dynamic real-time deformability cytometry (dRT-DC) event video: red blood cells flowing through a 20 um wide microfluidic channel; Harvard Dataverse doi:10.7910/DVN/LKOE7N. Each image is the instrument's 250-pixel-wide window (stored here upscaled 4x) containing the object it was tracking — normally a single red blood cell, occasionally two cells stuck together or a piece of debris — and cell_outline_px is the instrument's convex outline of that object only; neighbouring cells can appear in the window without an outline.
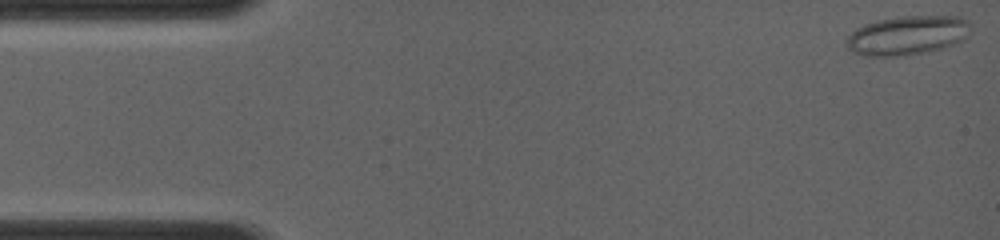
{"species": "common noctule bat (a hibernating species)", "species_latin": "Nyctalus noctula", "temperature_condition": "room temperature", "stored_images_in_passage": 7, "camera_frame_rate_fps": 4000, "um_per_image_px": 0.085, "animal": {"sex": "female", "body_mass_g": 19.0, "forearm_length_mm": 56.7}, "frame": {"image": 1, "passage_image": 1, "time_ms": 0.0, "image_size_px": [1000, 240], "cell_outline_px": [[972, 24], [964, 36], [960, 40], [952, 44], [940, 48], [924, 52], [904, 56], [864, 56], [852, 52], [844, 44], [844, 40], [856, 28], [864, 24], [876, 20], [900, 16], [960, 16], [968, 20]], "centroid_in_image_um": [77.05, 3.0], "position_along_channel_um": 8.0, "area_um2": 28.38}}
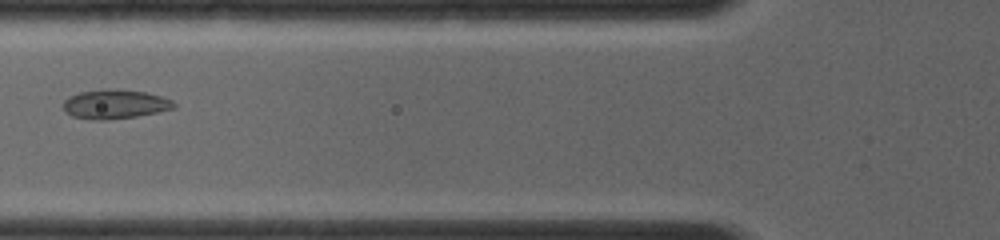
{"frame": {"image": 2, "passage_image": 6, "time_ms": 5.0, "image_size_px": [1000, 240], "cell_outline_px": [[176, 108], [136, 116], [108, 120], [92, 120], [72, 116], [64, 108], [64, 100], [68, 96], [80, 92], [104, 88], [116, 88], [148, 92], [172, 100], [176, 104]], "centroid_in_image_um": [9.78, 8.84], "position_along_channel_um": 116.0, "area_um2": 19.02}}
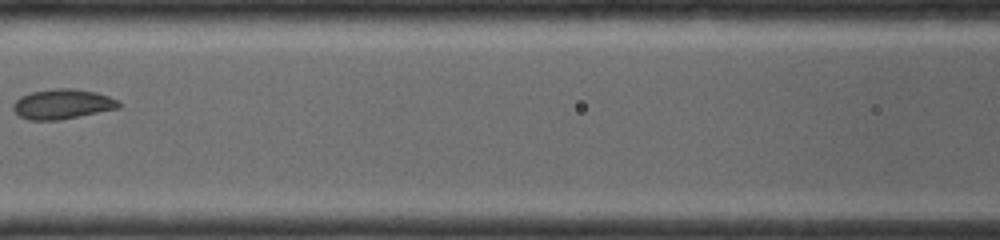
{"frame": {"image": 3, "passage_image": 7, "time_ms": 6.0, "image_size_px": [1000, 240], "cell_outline_px": [[120, 108], [60, 120], [28, 120], [20, 116], [12, 108], [12, 104], [20, 96], [32, 92], [56, 88], [72, 88], [96, 92], [108, 96], [116, 100], [120, 104]], "centroid_in_image_um": [5.29, 8.85], "position_along_channel_um": 161.3, "area_um2": 18.38}}